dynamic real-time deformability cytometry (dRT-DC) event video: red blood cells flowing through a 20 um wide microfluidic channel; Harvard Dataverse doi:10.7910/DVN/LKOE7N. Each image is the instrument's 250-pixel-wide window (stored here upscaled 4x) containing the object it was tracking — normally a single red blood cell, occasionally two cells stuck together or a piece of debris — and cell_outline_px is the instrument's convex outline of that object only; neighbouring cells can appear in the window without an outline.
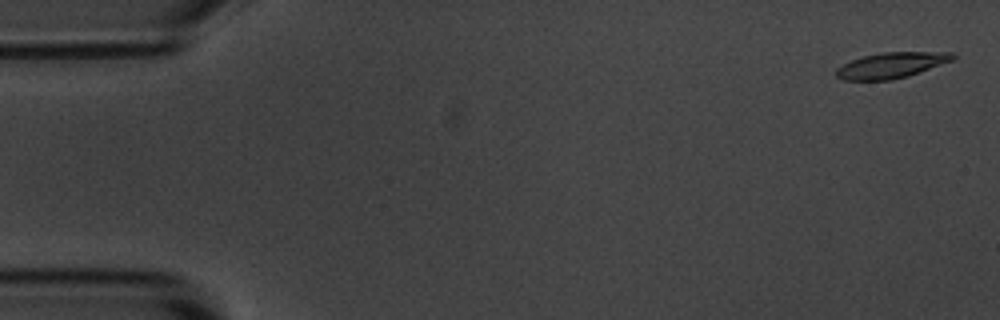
{"species": "common noctule bat (a hibernating species)", "species_latin": "Nyctalus noctula", "temperature_condition": "room temperature", "stored_images_in_passage": 5, "camera_frame_rate_fps": 3000, "um_per_image_px": 0.085, "animal": {"sex": "male", "body_mass_g": 20.1, "forearm_length_mm": 53.5}, "frame": {"image": 1, "passage_image": 1, "time_ms": 0.0, "image_size_px": [1000, 320], "cell_outline_px": [[956, 56], [952, 60], [908, 76], [892, 80], [840, 80], [836, 76], [836, 68], [852, 60], [864, 56], [884, 52], [952, 52]], "centroid_in_image_um": [75.74, 5.55], "position_along_channel_um": 9.3, "area_um2": 17.28}}
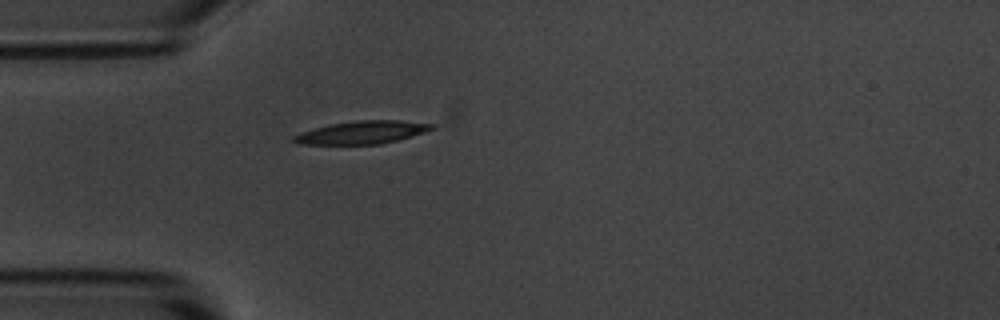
{"frame": {"image": 2, "passage_image": 5, "time_ms": 4.667, "image_size_px": [1000, 320], "cell_outline_px": [[436, 128], [412, 136], [380, 144], [300, 144], [288, 140], [292, 136], [300, 132], [328, 124], [356, 120], [400, 120], [436, 124]], "centroid_in_image_um": [30.74, 11.24], "position_along_channel_um": 54.3, "area_um2": 18.61}}